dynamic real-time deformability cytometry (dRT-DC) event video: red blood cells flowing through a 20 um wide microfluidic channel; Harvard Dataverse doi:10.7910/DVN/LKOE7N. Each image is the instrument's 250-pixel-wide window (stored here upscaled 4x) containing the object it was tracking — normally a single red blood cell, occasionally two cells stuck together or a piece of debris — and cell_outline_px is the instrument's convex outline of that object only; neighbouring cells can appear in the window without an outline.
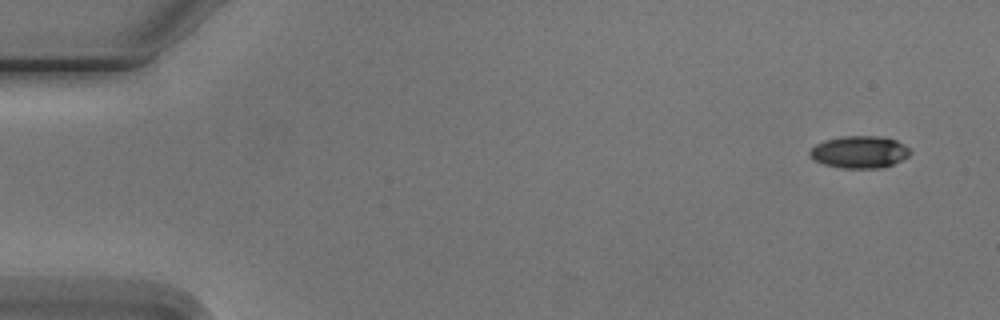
{"species": "Egyptian fruit bat (a non-hibernating species)", "species_latin": "Rousettus aegyptiacus", "temperature_condition": "cold", "stored_images_in_passage": 4, "camera_frame_rate_fps": 3000, "um_per_image_px": 0.085, "animal": {"sex": "male"}, "frame": {"image": 1, "passage_image": 1, "time_ms": 0.0, "image_size_px": [1000, 320], "cell_outline_px": [[912, 152], [908, 156], [892, 164], [880, 168], [840, 168], [824, 164], [812, 160], [808, 156], [808, 152], [816, 144], [824, 140], [844, 136], [876, 136], [896, 140], [904, 144]], "centroid_in_image_um": [73.01, 12.92], "position_along_channel_um": 12.0, "area_um2": 18.84}}
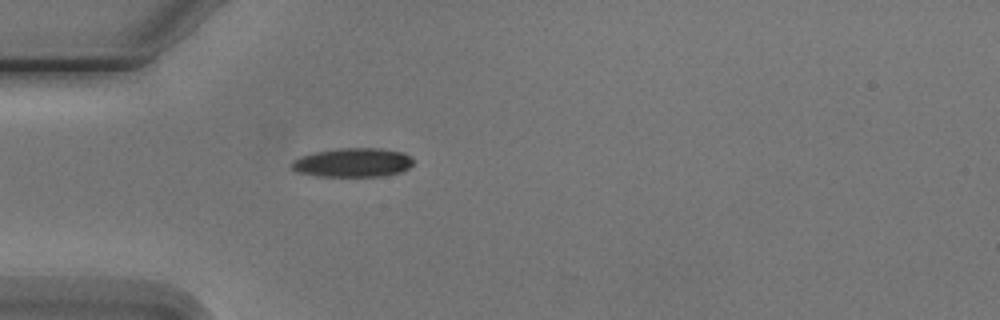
{"frame": {"image": 2, "passage_image": 4, "time_ms": 4.333, "image_size_px": [1000, 320], "cell_outline_px": [[416, 160], [408, 168], [400, 172], [380, 176], [320, 176], [296, 172], [292, 168], [292, 160], [300, 156], [316, 152], [340, 148], [380, 148], [404, 152], [412, 156]], "centroid_in_image_um": [30.02, 13.81], "position_along_channel_um": 55.0, "area_um2": 20.63}}